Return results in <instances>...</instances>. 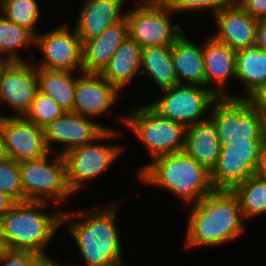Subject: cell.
<instances>
[{"label":"cell","instance_id":"836d02e7","mask_svg":"<svg viewBox=\"0 0 266 266\" xmlns=\"http://www.w3.org/2000/svg\"><path fill=\"white\" fill-rule=\"evenodd\" d=\"M256 19H266V0H234Z\"/></svg>","mask_w":266,"mask_h":266},{"label":"cell","instance_id":"f6af8a7d","mask_svg":"<svg viewBox=\"0 0 266 266\" xmlns=\"http://www.w3.org/2000/svg\"><path fill=\"white\" fill-rule=\"evenodd\" d=\"M123 262L121 261L117 266H123V264H122Z\"/></svg>","mask_w":266,"mask_h":266},{"label":"cell","instance_id":"8fae6325","mask_svg":"<svg viewBox=\"0 0 266 266\" xmlns=\"http://www.w3.org/2000/svg\"><path fill=\"white\" fill-rule=\"evenodd\" d=\"M67 26L64 24L44 34L36 35L35 44L43 54L44 60L38 65L35 64V68L83 72V43L75 28L71 31Z\"/></svg>","mask_w":266,"mask_h":266},{"label":"cell","instance_id":"3957f363","mask_svg":"<svg viewBox=\"0 0 266 266\" xmlns=\"http://www.w3.org/2000/svg\"><path fill=\"white\" fill-rule=\"evenodd\" d=\"M137 174L142 183L165 188L187 205L196 204L215 190L211 172L184 151L157 156Z\"/></svg>","mask_w":266,"mask_h":266},{"label":"cell","instance_id":"8d00e7d4","mask_svg":"<svg viewBox=\"0 0 266 266\" xmlns=\"http://www.w3.org/2000/svg\"><path fill=\"white\" fill-rule=\"evenodd\" d=\"M255 175L266 179V144L263 143L260 149Z\"/></svg>","mask_w":266,"mask_h":266},{"label":"cell","instance_id":"d6986e66","mask_svg":"<svg viewBox=\"0 0 266 266\" xmlns=\"http://www.w3.org/2000/svg\"><path fill=\"white\" fill-rule=\"evenodd\" d=\"M204 64H205V87L211 89L212 83L215 86L214 93L218 97H229L224 89L229 78H236V50L228 45L217 41L212 35L203 43ZM224 89V90H223Z\"/></svg>","mask_w":266,"mask_h":266},{"label":"cell","instance_id":"f1b7e54d","mask_svg":"<svg viewBox=\"0 0 266 266\" xmlns=\"http://www.w3.org/2000/svg\"><path fill=\"white\" fill-rule=\"evenodd\" d=\"M0 12L10 21L37 35L36 24L40 15L37 0H0Z\"/></svg>","mask_w":266,"mask_h":266},{"label":"cell","instance_id":"8992f818","mask_svg":"<svg viewBox=\"0 0 266 266\" xmlns=\"http://www.w3.org/2000/svg\"><path fill=\"white\" fill-rule=\"evenodd\" d=\"M51 154L40 159L18 163L24 201L48 203L53 198V201L56 200L54 203L59 204L74 194L67 182L63 155L57 154L51 160L49 159Z\"/></svg>","mask_w":266,"mask_h":266},{"label":"cell","instance_id":"ffe728a7","mask_svg":"<svg viewBox=\"0 0 266 266\" xmlns=\"http://www.w3.org/2000/svg\"><path fill=\"white\" fill-rule=\"evenodd\" d=\"M126 18L107 27L99 36L83 42V72L100 73L114 52L128 37Z\"/></svg>","mask_w":266,"mask_h":266},{"label":"cell","instance_id":"83f0119b","mask_svg":"<svg viewBox=\"0 0 266 266\" xmlns=\"http://www.w3.org/2000/svg\"><path fill=\"white\" fill-rule=\"evenodd\" d=\"M232 191L238 196L245 219L266 213V179L255 174L237 184Z\"/></svg>","mask_w":266,"mask_h":266},{"label":"cell","instance_id":"9c48e42d","mask_svg":"<svg viewBox=\"0 0 266 266\" xmlns=\"http://www.w3.org/2000/svg\"><path fill=\"white\" fill-rule=\"evenodd\" d=\"M213 88L179 83L161 90L164 93L161 99L147 105L159 116L181 123L187 128L209 118V115L205 118L203 116L218 98Z\"/></svg>","mask_w":266,"mask_h":266},{"label":"cell","instance_id":"e0dca14e","mask_svg":"<svg viewBox=\"0 0 266 266\" xmlns=\"http://www.w3.org/2000/svg\"><path fill=\"white\" fill-rule=\"evenodd\" d=\"M217 30L212 36L231 49L255 44L258 19L243 10L235 1H230L214 15Z\"/></svg>","mask_w":266,"mask_h":266},{"label":"cell","instance_id":"30bf717a","mask_svg":"<svg viewBox=\"0 0 266 266\" xmlns=\"http://www.w3.org/2000/svg\"><path fill=\"white\" fill-rule=\"evenodd\" d=\"M174 13L168 6L137 5L125 14L129 37L142 48L173 45L183 33L179 24L171 23L170 14Z\"/></svg>","mask_w":266,"mask_h":266},{"label":"cell","instance_id":"ac0fdd59","mask_svg":"<svg viewBox=\"0 0 266 266\" xmlns=\"http://www.w3.org/2000/svg\"><path fill=\"white\" fill-rule=\"evenodd\" d=\"M74 26L82 43L99 36L107 27L123 20L125 0H83Z\"/></svg>","mask_w":266,"mask_h":266},{"label":"cell","instance_id":"7bdbcfd3","mask_svg":"<svg viewBox=\"0 0 266 266\" xmlns=\"http://www.w3.org/2000/svg\"><path fill=\"white\" fill-rule=\"evenodd\" d=\"M7 250L0 231V256Z\"/></svg>","mask_w":266,"mask_h":266},{"label":"cell","instance_id":"5b68a950","mask_svg":"<svg viewBox=\"0 0 266 266\" xmlns=\"http://www.w3.org/2000/svg\"><path fill=\"white\" fill-rule=\"evenodd\" d=\"M130 112L122 116V122L137 136L152 159L184 150L186 127L183 124L159 116L148 105Z\"/></svg>","mask_w":266,"mask_h":266},{"label":"cell","instance_id":"7402d4cb","mask_svg":"<svg viewBox=\"0 0 266 266\" xmlns=\"http://www.w3.org/2000/svg\"><path fill=\"white\" fill-rule=\"evenodd\" d=\"M172 63L180 84L205 87L203 44H195L181 34L172 45Z\"/></svg>","mask_w":266,"mask_h":266},{"label":"cell","instance_id":"ee69618b","mask_svg":"<svg viewBox=\"0 0 266 266\" xmlns=\"http://www.w3.org/2000/svg\"><path fill=\"white\" fill-rule=\"evenodd\" d=\"M9 61L0 57V75H1V72L3 70V68L5 67V65L8 63Z\"/></svg>","mask_w":266,"mask_h":266},{"label":"cell","instance_id":"7c38bea8","mask_svg":"<svg viewBox=\"0 0 266 266\" xmlns=\"http://www.w3.org/2000/svg\"><path fill=\"white\" fill-rule=\"evenodd\" d=\"M262 144L263 141H249L221 147L217 164L211 171L213 187L232 190L253 175Z\"/></svg>","mask_w":266,"mask_h":266},{"label":"cell","instance_id":"ab89813d","mask_svg":"<svg viewBox=\"0 0 266 266\" xmlns=\"http://www.w3.org/2000/svg\"><path fill=\"white\" fill-rule=\"evenodd\" d=\"M170 0H140L138 5H158L166 6ZM141 2V3H140Z\"/></svg>","mask_w":266,"mask_h":266},{"label":"cell","instance_id":"9a60e30c","mask_svg":"<svg viewBox=\"0 0 266 266\" xmlns=\"http://www.w3.org/2000/svg\"><path fill=\"white\" fill-rule=\"evenodd\" d=\"M38 91L34 64L12 61L5 65L0 75V102L10 106L15 116H25Z\"/></svg>","mask_w":266,"mask_h":266},{"label":"cell","instance_id":"e575fe53","mask_svg":"<svg viewBox=\"0 0 266 266\" xmlns=\"http://www.w3.org/2000/svg\"><path fill=\"white\" fill-rule=\"evenodd\" d=\"M259 113H266V84L256 88L245 98Z\"/></svg>","mask_w":266,"mask_h":266},{"label":"cell","instance_id":"603a6c76","mask_svg":"<svg viewBox=\"0 0 266 266\" xmlns=\"http://www.w3.org/2000/svg\"><path fill=\"white\" fill-rule=\"evenodd\" d=\"M141 56L142 47L128 36L114 52L100 74L121 91L138 75V71L141 72L139 70L141 69Z\"/></svg>","mask_w":266,"mask_h":266},{"label":"cell","instance_id":"d590c367","mask_svg":"<svg viewBox=\"0 0 266 266\" xmlns=\"http://www.w3.org/2000/svg\"><path fill=\"white\" fill-rule=\"evenodd\" d=\"M255 44L263 51H266V19H258L256 25Z\"/></svg>","mask_w":266,"mask_h":266},{"label":"cell","instance_id":"484cf974","mask_svg":"<svg viewBox=\"0 0 266 266\" xmlns=\"http://www.w3.org/2000/svg\"><path fill=\"white\" fill-rule=\"evenodd\" d=\"M67 70H48L36 68L38 89L46 96L52 97L66 112H73L76 77Z\"/></svg>","mask_w":266,"mask_h":266},{"label":"cell","instance_id":"44dd1931","mask_svg":"<svg viewBox=\"0 0 266 266\" xmlns=\"http://www.w3.org/2000/svg\"><path fill=\"white\" fill-rule=\"evenodd\" d=\"M183 151L212 171L219 159L221 144L216 127L210 118L186 128Z\"/></svg>","mask_w":266,"mask_h":266},{"label":"cell","instance_id":"f35d334b","mask_svg":"<svg viewBox=\"0 0 266 266\" xmlns=\"http://www.w3.org/2000/svg\"><path fill=\"white\" fill-rule=\"evenodd\" d=\"M6 158H8V156H7L6 149H5L3 131L0 125V161L5 160Z\"/></svg>","mask_w":266,"mask_h":266},{"label":"cell","instance_id":"ba28073f","mask_svg":"<svg viewBox=\"0 0 266 266\" xmlns=\"http://www.w3.org/2000/svg\"><path fill=\"white\" fill-rule=\"evenodd\" d=\"M121 132L116 129H107L94 142L76 147L63 157L66 163L67 182L75 193L86 187L85 182L95 179L108 170L112 162L123 151V146L117 144H100L98 141L116 138ZM98 142V143H97Z\"/></svg>","mask_w":266,"mask_h":266},{"label":"cell","instance_id":"277c9868","mask_svg":"<svg viewBox=\"0 0 266 266\" xmlns=\"http://www.w3.org/2000/svg\"><path fill=\"white\" fill-rule=\"evenodd\" d=\"M48 205L50 202H17L0 218V231L7 249L31 251L50 258L45 250L56 230L63 225V211L43 213L42 209Z\"/></svg>","mask_w":266,"mask_h":266},{"label":"cell","instance_id":"cb8c5ba5","mask_svg":"<svg viewBox=\"0 0 266 266\" xmlns=\"http://www.w3.org/2000/svg\"><path fill=\"white\" fill-rule=\"evenodd\" d=\"M244 85V96L231 94V98H246L256 88L266 84V51L256 44L236 50V78Z\"/></svg>","mask_w":266,"mask_h":266},{"label":"cell","instance_id":"6da1fadb","mask_svg":"<svg viewBox=\"0 0 266 266\" xmlns=\"http://www.w3.org/2000/svg\"><path fill=\"white\" fill-rule=\"evenodd\" d=\"M188 214L186 248L219 246L245 232L240 201L232 190L215 189L192 205Z\"/></svg>","mask_w":266,"mask_h":266},{"label":"cell","instance_id":"5bb4252c","mask_svg":"<svg viewBox=\"0 0 266 266\" xmlns=\"http://www.w3.org/2000/svg\"><path fill=\"white\" fill-rule=\"evenodd\" d=\"M91 119L93 118L73 112H65L44 127L45 145L49 153L54 154L57 151L52 146L53 143H60L65 146L59 153L63 155L76 147L94 142L107 129H112L97 122L95 123Z\"/></svg>","mask_w":266,"mask_h":266},{"label":"cell","instance_id":"d6a6232c","mask_svg":"<svg viewBox=\"0 0 266 266\" xmlns=\"http://www.w3.org/2000/svg\"><path fill=\"white\" fill-rule=\"evenodd\" d=\"M45 259L35 252L7 249L0 256V266H40Z\"/></svg>","mask_w":266,"mask_h":266},{"label":"cell","instance_id":"2e32d148","mask_svg":"<svg viewBox=\"0 0 266 266\" xmlns=\"http://www.w3.org/2000/svg\"><path fill=\"white\" fill-rule=\"evenodd\" d=\"M119 93L100 73L80 72V77H76L73 113L90 118L100 117L117 103Z\"/></svg>","mask_w":266,"mask_h":266},{"label":"cell","instance_id":"4dcf8cb0","mask_svg":"<svg viewBox=\"0 0 266 266\" xmlns=\"http://www.w3.org/2000/svg\"><path fill=\"white\" fill-rule=\"evenodd\" d=\"M0 192L11 196L16 202L24 201L19 165L13 159L0 161Z\"/></svg>","mask_w":266,"mask_h":266},{"label":"cell","instance_id":"60d3db41","mask_svg":"<svg viewBox=\"0 0 266 266\" xmlns=\"http://www.w3.org/2000/svg\"><path fill=\"white\" fill-rule=\"evenodd\" d=\"M261 117V136L263 143L266 144V113H260Z\"/></svg>","mask_w":266,"mask_h":266},{"label":"cell","instance_id":"4fadbf2b","mask_svg":"<svg viewBox=\"0 0 266 266\" xmlns=\"http://www.w3.org/2000/svg\"><path fill=\"white\" fill-rule=\"evenodd\" d=\"M8 158L15 162L40 159L49 154L45 145L44 129L24 116L0 115Z\"/></svg>","mask_w":266,"mask_h":266},{"label":"cell","instance_id":"d4e9b609","mask_svg":"<svg viewBox=\"0 0 266 266\" xmlns=\"http://www.w3.org/2000/svg\"><path fill=\"white\" fill-rule=\"evenodd\" d=\"M147 74L160 90L179 84L172 63V45L142 48L141 72Z\"/></svg>","mask_w":266,"mask_h":266},{"label":"cell","instance_id":"52a82bcc","mask_svg":"<svg viewBox=\"0 0 266 266\" xmlns=\"http://www.w3.org/2000/svg\"><path fill=\"white\" fill-rule=\"evenodd\" d=\"M210 109L221 147L263 141L260 113L245 98L218 97Z\"/></svg>","mask_w":266,"mask_h":266},{"label":"cell","instance_id":"74e56055","mask_svg":"<svg viewBox=\"0 0 266 266\" xmlns=\"http://www.w3.org/2000/svg\"><path fill=\"white\" fill-rule=\"evenodd\" d=\"M17 202L9 195L0 192V218L4 216Z\"/></svg>","mask_w":266,"mask_h":266},{"label":"cell","instance_id":"f546056e","mask_svg":"<svg viewBox=\"0 0 266 266\" xmlns=\"http://www.w3.org/2000/svg\"><path fill=\"white\" fill-rule=\"evenodd\" d=\"M65 112L52 97L38 91L30 110L24 117L38 127L44 128Z\"/></svg>","mask_w":266,"mask_h":266},{"label":"cell","instance_id":"4316f807","mask_svg":"<svg viewBox=\"0 0 266 266\" xmlns=\"http://www.w3.org/2000/svg\"><path fill=\"white\" fill-rule=\"evenodd\" d=\"M36 35L24 26L10 21L0 12V57L9 62L25 61L17 49L35 45ZM6 57V58H5Z\"/></svg>","mask_w":266,"mask_h":266},{"label":"cell","instance_id":"7a4b0ae2","mask_svg":"<svg viewBox=\"0 0 266 266\" xmlns=\"http://www.w3.org/2000/svg\"><path fill=\"white\" fill-rule=\"evenodd\" d=\"M115 204L103 209L62 213V223L68 222V232L86 266H117L122 261V244L116 224L119 202ZM81 216L87 218L75 220Z\"/></svg>","mask_w":266,"mask_h":266},{"label":"cell","instance_id":"b9f144b4","mask_svg":"<svg viewBox=\"0 0 266 266\" xmlns=\"http://www.w3.org/2000/svg\"><path fill=\"white\" fill-rule=\"evenodd\" d=\"M41 266H62V265L61 263L59 264V262L49 258V259H45L43 263L41 264Z\"/></svg>","mask_w":266,"mask_h":266},{"label":"cell","instance_id":"1f68e13d","mask_svg":"<svg viewBox=\"0 0 266 266\" xmlns=\"http://www.w3.org/2000/svg\"><path fill=\"white\" fill-rule=\"evenodd\" d=\"M231 0H170L166 5L170 7L175 14L179 12H204L209 10L214 15L223 7H225Z\"/></svg>","mask_w":266,"mask_h":266}]
</instances>
